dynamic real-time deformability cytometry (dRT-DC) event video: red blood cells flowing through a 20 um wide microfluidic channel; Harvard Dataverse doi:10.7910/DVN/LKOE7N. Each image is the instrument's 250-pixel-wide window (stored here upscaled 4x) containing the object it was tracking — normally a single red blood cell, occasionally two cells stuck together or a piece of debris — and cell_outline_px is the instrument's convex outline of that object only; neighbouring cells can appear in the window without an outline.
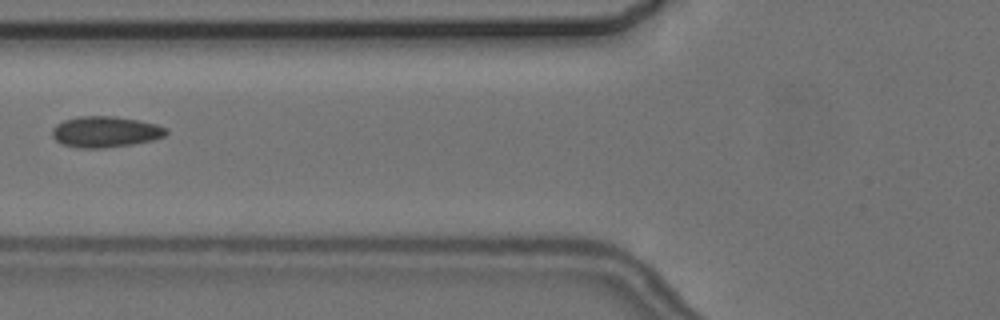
{"species": "common noctule bat (a hibernating species)", "species_latin": "Nyctalus noctula", "temperature_condition": "cold", "stored_images_in_passage": 7, "camera_frame_rate_fps": 3000, "um_per_image_px": 0.085, "animal": {"sex": "female", "body_mass_g": 24.6, "forearm_length_mm": 56.2}, "frame": {"image": 1, "passage_image": 7, "time_ms": 7.0, "image_size_px": [1000, 320], "cell_outline_px": [[168, 132], [164, 136], [152, 140], [132, 144], [104, 148], [76, 148], [64, 144], [56, 140], [52, 136], [52, 128], [56, 124], [64, 120], [80, 116], [116, 116], [140, 120], [156, 124], [168, 128]], "centroid_in_image_um": [8.96, 11.2], "position_along_channel_um": 116.8, "area_um2": 20.69}}